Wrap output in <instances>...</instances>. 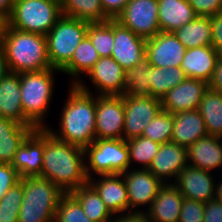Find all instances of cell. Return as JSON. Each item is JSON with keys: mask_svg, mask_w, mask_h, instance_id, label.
<instances>
[{"mask_svg": "<svg viewBox=\"0 0 222 222\" xmlns=\"http://www.w3.org/2000/svg\"><path fill=\"white\" fill-rule=\"evenodd\" d=\"M20 182L19 173L11 164L0 163V201L6 192Z\"/></svg>", "mask_w": 222, "mask_h": 222, "instance_id": "cell-41", "label": "cell"}, {"mask_svg": "<svg viewBox=\"0 0 222 222\" xmlns=\"http://www.w3.org/2000/svg\"><path fill=\"white\" fill-rule=\"evenodd\" d=\"M62 15L90 23L109 20L101 7L100 0H61Z\"/></svg>", "mask_w": 222, "mask_h": 222, "instance_id": "cell-34", "label": "cell"}, {"mask_svg": "<svg viewBox=\"0 0 222 222\" xmlns=\"http://www.w3.org/2000/svg\"><path fill=\"white\" fill-rule=\"evenodd\" d=\"M14 2L15 0H0V15H5L9 18L13 11Z\"/></svg>", "mask_w": 222, "mask_h": 222, "instance_id": "cell-49", "label": "cell"}, {"mask_svg": "<svg viewBox=\"0 0 222 222\" xmlns=\"http://www.w3.org/2000/svg\"><path fill=\"white\" fill-rule=\"evenodd\" d=\"M44 152V128L32 130L17 148L11 165L20 178L40 176Z\"/></svg>", "mask_w": 222, "mask_h": 222, "instance_id": "cell-15", "label": "cell"}, {"mask_svg": "<svg viewBox=\"0 0 222 222\" xmlns=\"http://www.w3.org/2000/svg\"><path fill=\"white\" fill-rule=\"evenodd\" d=\"M208 88L207 82L187 77L163 96L161 99L162 110L171 114L197 110Z\"/></svg>", "mask_w": 222, "mask_h": 222, "instance_id": "cell-16", "label": "cell"}, {"mask_svg": "<svg viewBox=\"0 0 222 222\" xmlns=\"http://www.w3.org/2000/svg\"><path fill=\"white\" fill-rule=\"evenodd\" d=\"M173 132V114L160 110L146 126L142 136L154 142L164 144L170 142Z\"/></svg>", "mask_w": 222, "mask_h": 222, "instance_id": "cell-37", "label": "cell"}, {"mask_svg": "<svg viewBox=\"0 0 222 222\" xmlns=\"http://www.w3.org/2000/svg\"><path fill=\"white\" fill-rule=\"evenodd\" d=\"M54 222L93 221L85 215L79 201L71 193H64L59 200Z\"/></svg>", "mask_w": 222, "mask_h": 222, "instance_id": "cell-38", "label": "cell"}, {"mask_svg": "<svg viewBox=\"0 0 222 222\" xmlns=\"http://www.w3.org/2000/svg\"><path fill=\"white\" fill-rule=\"evenodd\" d=\"M208 135L205 121L198 110L182 111L173 114L171 141L188 148L198 139Z\"/></svg>", "mask_w": 222, "mask_h": 222, "instance_id": "cell-25", "label": "cell"}, {"mask_svg": "<svg viewBox=\"0 0 222 222\" xmlns=\"http://www.w3.org/2000/svg\"><path fill=\"white\" fill-rule=\"evenodd\" d=\"M216 179L214 173L187 164L173 184L184 198L206 203L214 199Z\"/></svg>", "mask_w": 222, "mask_h": 222, "instance_id": "cell-14", "label": "cell"}, {"mask_svg": "<svg viewBox=\"0 0 222 222\" xmlns=\"http://www.w3.org/2000/svg\"><path fill=\"white\" fill-rule=\"evenodd\" d=\"M0 116L36 129L23 114L20 73L8 72L0 80Z\"/></svg>", "mask_w": 222, "mask_h": 222, "instance_id": "cell-21", "label": "cell"}, {"mask_svg": "<svg viewBox=\"0 0 222 222\" xmlns=\"http://www.w3.org/2000/svg\"><path fill=\"white\" fill-rule=\"evenodd\" d=\"M222 180L221 178H219ZM214 199L219 203H222V181H218L215 186V196Z\"/></svg>", "mask_w": 222, "mask_h": 222, "instance_id": "cell-51", "label": "cell"}, {"mask_svg": "<svg viewBox=\"0 0 222 222\" xmlns=\"http://www.w3.org/2000/svg\"><path fill=\"white\" fill-rule=\"evenodd\" d=\"M146 56V39L114 20V45L111 57L124 69L133 68Z\"/></svg>", "mask_w": 222, "mask_h": 222, "instance_id": "cell-18", "label": "cell"}, {"mask_svg": "<svg viewBox=\"0 0 222 222\" xmlns=\"http://www.w3.org/2000/svg\"><path fill=\"white\" fill-rule=\"evenodd\" d=\"M124 95H96V139H123Z\"/></svg>", "mask_w": 222, "mask_h": 222, "instance_id": "cell-10", "label": "cell"}, {"mask_svg": "<svg viewBox=\"0 0 222 222\" xmlns=\"http://www.w3.org/2000/svg\"><path fill=\"white\" fill-rule=\"evenodd\" d=\"M187 164V148L170 141L161 144L148 170L164 184H168L176 180Z\"/></svg>", "mask_w": 222, "mask_h": 222, "instance_id": "cell-19", "label": "cell"}, {"mask_svg": "<svg viewBox=\"0 0 222 222\" xmlns=\"http://www.w3.org/2000/svg\"><path fill=\"white\" fill-rule=\"evenodd\" d=\"M183 200L173 183L164 184L145 212L149 222H178Z\"/></svg>", "mask_w": 222, "mask_h": 222, "instance_id": "cell-23", "label": "cell"}, {"mask_svg": "<svg viewBox=\"0 0 222 222\" xmlns=\"http://www.w3.org/2000/svg\"><path fill=\"white\" fill-rule=\"evenodd\" d=\"M23 200V183L10 188L0 201V222H18Z\"/></svg>", "mask_w": 222, "mask_h": 222, "instance_id": "cell-39", "label": "cell"}, {"mask_svg": "<svg viewBox=\"0 0 222 222\" xmlns=\"http://www.w3.org/2000/svg\"><path fill=\"white\" fill-rule=\"evenodd\" d=\"M99 59L100 56L98 55L97 50L86 35L76 47L70 62L61 70V72L66 75L68 74V76L72 78L70 82L71 84H77Z\"/></svg>", "mask_w": 222, "mask_h": 222, "instance_id": "cell-28", "label": "cell"}, {"mask_svg": "<svg viewBox=\"0 0 222 222\" xmlns=\"http://www.w3.org/2000/svg\"><path fill=\"white\" fill-rule=\"evenodd\" d=\"M212 46L222 55V12L211 16Z\"/></svg>", "mask_w": 222, "mask_h": 222, "instance_id": "cell-44", "label": "cell"}, {"mask_svg": "<svg viewBox=\"0 0 222 222\" xmlns=\"http://www.w3.org/2000/svg\"><path fill=\"white\" fill-rule=\"evenodd\" d=\"M209 135L222 137V93L208 88L197 109Z\"/></svg>", "mask_w": 222, "mask_h": 222, "instance_id": "cell-31", "label": "cell"}, {"mask_svg": "<svg viewBox=\"0 0 222 222\" xmlns=\"http://www.w3.org/2000/svg\"><path fill=\"white\" fill-rule=\"evenodd\" d=\"M31 131L29 126L0 116V163H12L17 148Z\"/></svg>", "mask_w": 222, "mask_h": 222, "instance_id": "cell-27", "label": "cell"}, {"mask_svg": "<svg viewBox=\"0 0 222 222\" xmlns=\"http://www.w3.org/2000/svg\"><path fill=\"white\" fill-rule=\"evenodd\" d=\"M114 216L110 222H149L146 213L143 212H130Z\"/></svg>", "mask_w": 222, "mask_h": 222, "instance_id": "cell-47", "label": "cell"}, {"mask_svg": "<svg viewBox=\"0 0 222 222\" xmlns=\"http://www.w3.org/2000/svg\"><path fill=\"white\" fill-rule=\"evenodd\" d=\"M197 16H214L222 12V0H189Z\"/></svg>", "mask_w": 222, "mask_h": 222, "instance_id": "cell-42", "label": "cell"}, {"mask_svg": "<svg viewBox=\"0 0 222 222\" xmlns=\"http://www.w3.org/2000/svg\"><path fill=\"white\" fill-rule=\"evenodd\" d=\"M203 222H222V203L215 199L204 203Z\"/></svg>", "mask_w": 222, "mask_h": 222, "instance_id": "cell-45", "label": "cell"}, {"mask_svg": "<svg viewBox=\"0 0 222 222\" xmlns=\"http://www.w3.org/2000/svg\"><path fill=\"white\" fill-rule=\"evenodd\" d=\"M56 72L61 73L54 68L20 73L23 114L35 128L48 126L45 121L53 100Z\"/></svg>", "mask_w": 222, "mask_h": 222, "instance_id": "cell-4", "label": "cell"}, {"mask_svg": "<svg viewBox=\"0 0 222 222\" xmlns=\"http://www.w3.org/2000/svg\"><path fill=\"white\" fill-rule=\"evenodd\" d=\"M121 174L127 188L129 213H145L164 183L155 177L148 169L130 168Z\"/></svg>", "mask_w": 222, "mask_h": 222, "instance_id": "cell-11", "label": "cell"}, {"mask_svg": "<svg viewBox=\"0 0 222 222\" xmlns=\"http://www.w3.org/2000/svg\"><path fill=\"white\" fill-rule=\"evenodd\" d=\"M204 203L184 198L178 222H203Z\"/></svg>", "mask_w": 222, "mask_h": 222, "instance_id": "cell-40", "label": "cell"}, {"mask_svg": "<svg viewBox=\"0 0 222 222\" xmlns=\"http://www.w3.org/2000/svg\"><path fill=\"white\" fill-rule=\"evenodd\" d=\"M115 20L144 39L153 38L161 32L158 0H129Z\"/></svg>", "mask_w": 222, "mask_h": 222, "instance_id": "cell-9", "label": "cell"}, {"mask_svg": "<svg viewBox=\"0 0 222 222\" xmlns=\"http://www.w3.org/2000/svg\"><path fill=\"white\" fill-rule=\"evenodd\" d=\"M9 27V18L5 15H0V49L4 47Z\"/></svg>", "mask_w": 222, "mask_h": 222, "instance_id": "cell-48", "label": "cell"}, {"mask_svg": "<svg viewBox=\"0 0 222 222\" xmlns=\"http://www.w3.org/2000/svg\"><path fill=\"white\" fill-rule=\"evenodd\" d=\"M208 87L212 90L222 93V55L218 58L215 70L208 82Z\"/></svg>", "mask_w": 222, "mask_h": 222, "instance_id": "cell-46", "label": "cell"}, {"mask_svg": "<svg viewBox=\"0 0 222 222\" xmlns=\"http://www.w3.org/2000/svg\"><path fill=\"white\" fill-rule=\"evenodd\" d=\"M149 74L151 96L160 100L169 90L176 87L187 78L180 66L161 68L151 65Z\"/></svg>", "mask_w": 222, "mask_h": 222, "instance_id": "cell-32", "label": "cell"}, {"mask_svg": "<svg viewBox=\"0 0 222 222\" xmlns=\"http://www.w3.org/2000/svg\"><path fill=\"white\" fill-rule=\"evenodd\" d=\"M9 72L23 73L52 68L46 36L9 27L3 47Z\"/></svg>", "mask_w": 222, "mask_h": 222, "instance_id": "cell-3", "label": "cell"}, {"mask_svg": "<svg viewBox=\"0 0 222 222\" xmlns=\"http://www.w3.org/2000/svg\"><path fill=\"white\" fill-rule=\"evenodd\" d=\"M126 142L129 150L131 169H135L136 164H138L136 169H148L161 146L160 143L143 136L128 139Z\"/></svg>", "mask_w": 222, "mask_h": 222, "instance_id": "cell-35", "label": "cell"}, {"mask_svg": "<svg viewBox=\"0 0 222 222\" xmlns=\"http://www.w3.org/2000/svg\"><path fill=\"white\" fill-rule=\"evenodd\" d=\"M124 131L123 139L128 140L142 136L146 126L162 109L161 100L152 96H125L124 95Z\"/></svg>", "mask_w": 222, "mask_h": 222, "instance_id": "cell-12", "label": "cell"}, {"mask_svg": "<svg viewBox=\"0 0 222 222\" xmlns=\"http://www.w3.org/2000/svg\"><path fill=\"white\" fill-rule=\"evenodd\" d=\"M85 76L97 90L96 95H124L125 70L112 57L100 58Z\"/></svg>", "mask_w": 222, "mask_h": 222, "instance_id": "cell-13", "label": "cell"}, {"mask_svg": "<svg viewBox=\"0 0 222 222\" xmlns=\"http://www.w3.org/2000/svg\"><path fill=\"white\" fill-rule=\"evenodd\" d=\"M20 181L23 183V200L18 222H54L64 192L41 176L24 177Z\"/></svg>", "mask_w": 222, "mask_h": 222, "instance_id": "cell-5", "label": "cell"}, {"mask_svg": "<svg viewBox=\"0 0 222 222\" xmlns=\"http://www.w3.org/2000/svg\"><path fill=\"white\" fill-rule=\"evenodd\" d=\"M88 21L62 16L46 35L47 54L52 68L62 70L87 35Z\"/></svg>", "mask_w": 222, "mask_h": 222, "instance_id": "cell-7", "label": "cell"}, {"mask_svg": "<svg viewBox=\"0 0 222 222\" xmlns=\"http://www.w3.org/2000/svg\"><path fill=\"white\" fill-rule=\"evenodd\" d=\"M84 149L55 137L44 128V152L41 177L70 193L89 180L86 174Z\"/></svg>", "mask_w": 222, "mask_h": 222, "instance_id": "cell-2", "label": "cell"}, {"mask_svg": "<svg viewBox=\"0 0 222 222\" xmlns=\"http://www.w3.org/2000/svg\"><path fill=\"white\" fill-rule=\"evenodd\" d=\"M186 47L172 32H159L146 39V56L153 67L181 66Z\"/></svg>", "mask_w": 222, "mask_h": 222, "instance_id": "cell-17", "label": "cell"}, {"mask_svg": "<svg viewBox=\"0 0 222 222\" xmlns=\"http://www.w3.org/2000/svg\"><path fill=\"white\" fill-rule=\"evenodd\" d=\"M97 177L89 178L88 182L95 188L108 210L113 215L129 213V198L122 174Z\"/></svg>", "mask_w": 222, "mask_h": 222, "instance_id": "cell-20", "label": "cell"}, {"mask_svg": "<svg viewBox=\"0 0 222 222\" xmlns=\"http://www.w3.org/2000/svg\"><path fill=\"white\" fill-rule=\"evenodd\" d=\"M84 152L88 178L121 174L130 169L129 150L124 139H96Z\"/></svg>", "mask_w": 222, "mask_h": 222, "instance_id": "cell-8", "label": "cell"}, {"mask_svg": "<svg viewBox=\"0 0 222 222\" xmlns=\"http://www.w3.org/2000/svg\"><path fill=\"white\" fill-rule=\"evenodd\" d=\"M150 59L144 56L133 68L125 70V96H151Z\"/></svg>", "mask_w": 222, "mask_h": 222, "instance_id": "cell-33", "label": "cell"}, {"mask_svg": "<svg viewBox=\"0 0 222 222\" xmlns=\"http://www.w3.org/2000/svg\"><path fill=\"white\" fill-rule=\"evenodd\" d=\"M220 54L210 46L186 49L181 68L188 78L209 82Z\"/></svg>", "mask_w": 222, "mask_h": 222, "instance_id": "cell-24", "label": "cell"}, {"mask_svg": "<svg viewBox=\"0 0 222 222\" xmlns=\"http://www.w3.org/2000/svg\"><path fill=\"white\" fill-rule=\"evenodd\" d=\"M189 0H158V19L162 32H174L196 18Z\"/></svg>", "mask_w": 222, "mask_h": 222, "instance_id": "cell-26", "label": "cell"}, {"mask_svg": "<svg viewBox=\"0 0 222 222\" xmlns=\"http://www.w3.org/2000/svg\"><path fill=\"white\" fill-rule=\"evenodd\" d=\"M129 0H100L105 16L115 20L124 10Z\"/></svg>", "mask_w": 222, "mask_h": 222, "instance_id": "cell-43", "label": "cell"}, {"mask_svg": "<svg viewBox=\"0 0 222 222\" xmlns=\"http://www.w3.org/2000/svg\"><path fill=\"white\" fill-rule=\"evenodd\" d=\"M87 36L100 58L111 57L114 45V20L89 23Z\"/></svg>", "mask_w": 222, "mask_h": 222, "instance_id": "cell-36", "label": "cell"}, {"mask_svg": "<svg viewBox=\"0 0 222 222\" xmlns=\"http://www.w3.org/2000/svg\"><path fill=\"white\" fill-rule=\"evenodd\" d=\"M62 16L61 0H15L9 24L20 31L46 36Z\"/></svg>", "mask_w": 222, "mask_h": 222, "instance_id": "cell-6", "label": "cell"}, {"mask_svg": "<svg viewBox=\"0 0 222 222\" xmlns=\"http://www.w3.org/2000/svg\"><path fill=\"white\" fill-rule=\"evenodd\" d=\"M174 35L186 49L212 45L211 17L196 18L175 30Z\"/></svg>", "mask_w": 222, "mask_h": 222, "instance_id": "cell-29", "label": "cell"}, {"mask_svg": "<svg viewBox=\"0 0 222 222\" xmlns=\"http://www.w3.org/2000/svg\"><path fill=\"white\" fill-rule=\"evenodd\" d=\"M9 72L3 49H0V80Z\"/></svg>", "mask_w": 222, "mask_h": 222, "instance_id": "cell-50", "label": "cell"}, {"mask_svg": "<svg viewBox=\"0 0 222 222\" xmlns=\"http://www.w3.org/2000/svg\"><path fill=\"white\" fill-rule=\"evenodd\" d=\"M188 164L208 172L222 168V137L206 135L187 148ZM222 173V171H221Z\"/></svg>", "mask_w": 222, "mask_h": 222, "instance_id": "cell-22", "label": "cell"}, {"mask_svg": "<svg viewBox=\"0 0 222 222\" xmlns=\"http://www.w3.org/2000/svg\"><path fill=\"white\" fill-rule=\"evenodd\" d=\"M68 93L60 113V129L46 128L58 139L85 150L96 140V95L83 80L70 84Z\"/></svg>", "mask_w": 222, "mask_h": 222, "instance_id": "cell-1", "label": "cell"}, {"mask_svg": "<svg viewBox=\"0 0 222 222\" xmlns=\"http://www.w3.org/2000/svg\"><path fill=\"white\" fill-rule=\"evenodd\" d=\"M70 193L79 201L83 212L91 221L110 222L114 217L89 182Z\"/></svg>", "mask_w": 222, "mask_h": 222, "instance_id": "cell-30", "label": "cell"}]
</instances>
